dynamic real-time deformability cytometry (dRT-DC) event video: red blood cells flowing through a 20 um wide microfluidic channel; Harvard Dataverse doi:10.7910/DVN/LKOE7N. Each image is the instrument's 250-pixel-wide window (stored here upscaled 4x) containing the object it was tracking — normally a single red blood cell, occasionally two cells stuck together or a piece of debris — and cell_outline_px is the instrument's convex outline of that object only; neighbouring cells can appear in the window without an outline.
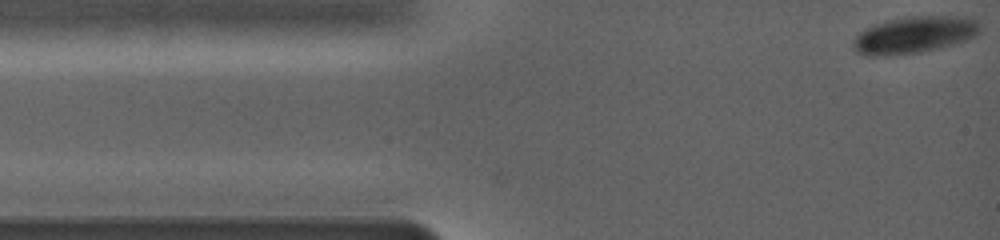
{"species": "common noctule bat (a hibernating species)", "species_latin": "Nyctalus noctula", "temperature_condition": "warm", "stored_images_in_passage": 70, "camera_frame_rate_fps": 5000, "um_per_image_px": 0.085, "animal": {"sex": "female", "body_mass_g": 19.0, "forearm_length_mm": 56.7}, "frame": {"image": 1, "passage_image": 1, "time_ms": 0.0, "image_size_px": [1000, 240], "cell_outline_px": [[980, 32], [976, 36], [952, 44], [920, 52], [888, 56], [868, 56], [852, 48], [852, 40], [864, 28], [888, 20], [904, 16], [972, 16], [976, 20], [980, 28]], "centroid_in_image_um": [77.7, 2.95], "position_along_channel_um": 7.3, "area_um2": 27.34}}
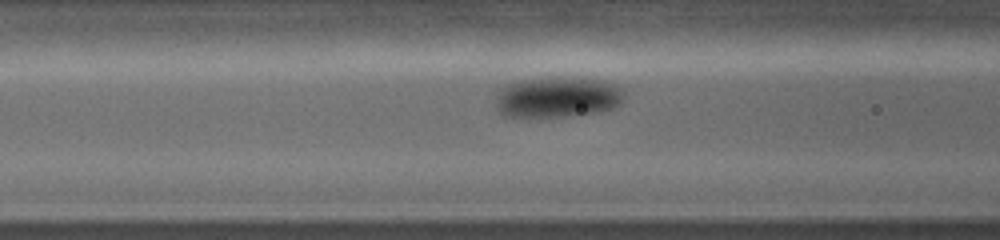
{"frame": {"image": 2, "passage_image": 28, "time_ms": 4.8, "image_size_px": [1000, 240], "cell_outline_px": [[624, 96], [612, 108], [596, 112], [564, 116], [504, 116], [496, 108], [496, 100], [500, 88], [508, 84], [524, 80], [592, 80], [612, 84], [624, 88]], "centroid_in_image_um": [47.34, 8.3], "position_along_channel_um": 119.3, "area_um2": 28.9}}
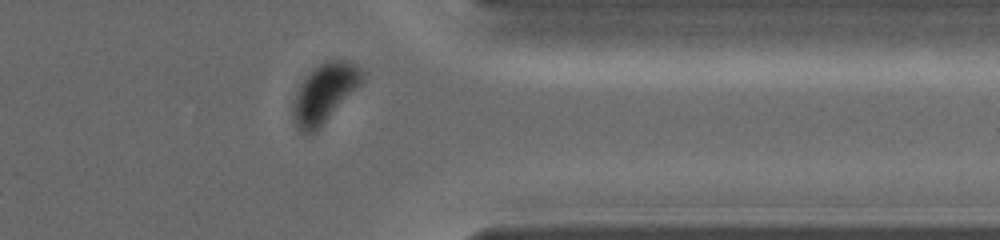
{"frame": {"image": 3, "passage_image": 61, "time_ms": 12.0, "image_size_px": [1000, 240], "cell_outline_px": [[364, 80], [316, 132], [308, 136], [296, 124], [296, 100], [300, 88], [304, 80], [312, 68], [324, 60], [348, 60], [356, 64], [364, 72]], "centroid_in_image_um": [27.67, 7.86], "position_along_channel_um": 383.7, "area_um2": 22.89}, "authors_computed_cell_mechanics": {"area_um2": 26.01, "velocity_mm_per_s": 3.7721, "shape_relaxation_time_tau1_ms": 2.4224, "shape_relaxation_time_tau2_ms": null, "deformation_change_tau1": 0.1216, "deformation_change_tau2": null}}